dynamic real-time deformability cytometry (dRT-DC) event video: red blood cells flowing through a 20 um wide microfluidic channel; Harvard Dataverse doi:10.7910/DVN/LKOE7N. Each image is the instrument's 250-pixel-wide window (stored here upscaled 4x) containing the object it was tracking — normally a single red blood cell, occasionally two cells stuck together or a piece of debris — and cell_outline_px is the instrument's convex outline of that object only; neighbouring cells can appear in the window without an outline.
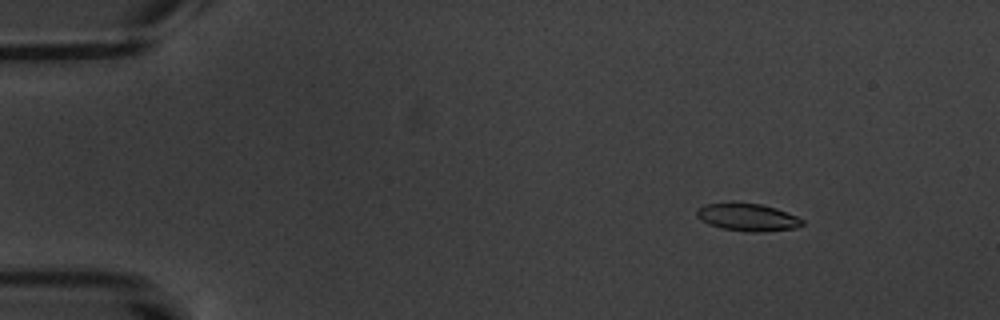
{"species": "common noctule bat (a hibernating species)", "species_latin": "Nyctalus noctula", "temperature_condition": "warm", "stored_images_in_passage": 5, "camera_frame_rate_fps": 3000, "um_per_image_px": 0.085, "animal": {"sex": "male", "body_mass_g": 20.1, "forearm_length_mm": 53.5}, "frame": {"image": 1, "passage_image": 3, "time_ms": 2.333, "image_size_px": [1000, 320], "cell_outline_px": [[804, 224], [796, 228], [764, 232], [744, 232], [720, 228], [708, 224], [696, 216], [696, 208], [704, 204], [732, 200], [760, 204], [776, 208], [796, 216], [804, 220]], "centroid_in_image_um": [63.49, 18.44], "position_along_channel_um": 21.5, "area_um2": 17.63}}